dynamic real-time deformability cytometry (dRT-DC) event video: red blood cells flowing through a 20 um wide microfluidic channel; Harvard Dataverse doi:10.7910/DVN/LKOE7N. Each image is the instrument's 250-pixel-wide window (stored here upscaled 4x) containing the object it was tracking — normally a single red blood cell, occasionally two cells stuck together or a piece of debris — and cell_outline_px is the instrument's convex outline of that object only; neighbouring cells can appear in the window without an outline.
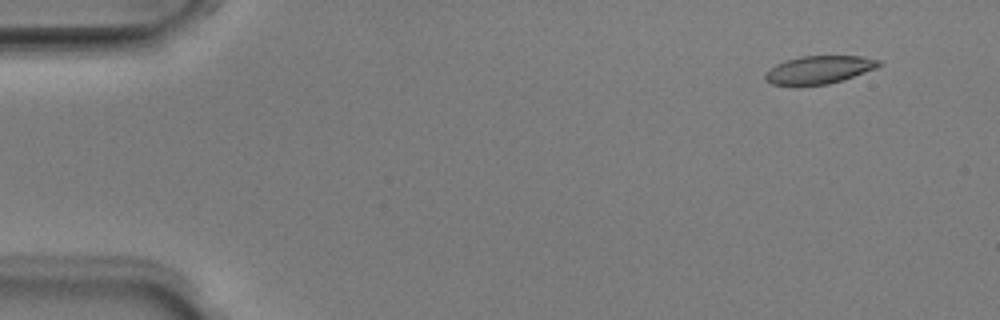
{"species": "Egyptian fruit bat (a non-hibernating species)", "species_latin": "Rousettus aegyptiacus", "temperature_condition": "room temperature", "stored_images_in_passage": 14, "camera_frame_rate_fps": 3000, "um_per_image_px": 0.085, "animal": {"sex": "male"}, "frame": {"image": 1, "passage_image": 3, "time_ms": 0.667, "image_size_px": [1000, 320], "cell_outline_px": [[884, 64], [876, 68], [828, 84], [792, 88], [772, 84], [764, 80], [764, 76], [776, 64], [800, 56], [860, 56], [880, 60]], "centroid_in_image_um": [69.57, 5.96], "position_along_channel_um": 15.4, "area_um2": 18.79}}
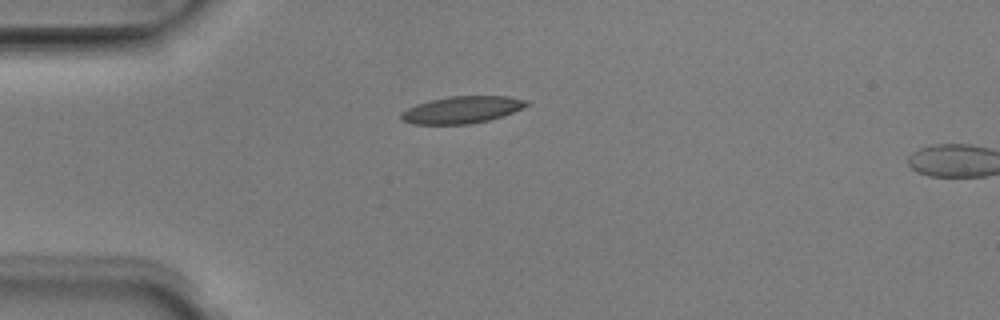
{"frame": {"image": 2, "passage_image": 12, "time_ms": 3.667, "image_size_px": [1000, 320], "cell_outline_px": [[528, 104], [512, 112], [488, 120], [468, 124], [412, 124], [400, 120], [400, 112], [416, 104], [432, 100], [452, 96], [508, 96], [524, 100]], "centroid_in_image_um": [39.17, 9.34], "position_along_channel_um": 45.8, "area_um2": 19.42}}